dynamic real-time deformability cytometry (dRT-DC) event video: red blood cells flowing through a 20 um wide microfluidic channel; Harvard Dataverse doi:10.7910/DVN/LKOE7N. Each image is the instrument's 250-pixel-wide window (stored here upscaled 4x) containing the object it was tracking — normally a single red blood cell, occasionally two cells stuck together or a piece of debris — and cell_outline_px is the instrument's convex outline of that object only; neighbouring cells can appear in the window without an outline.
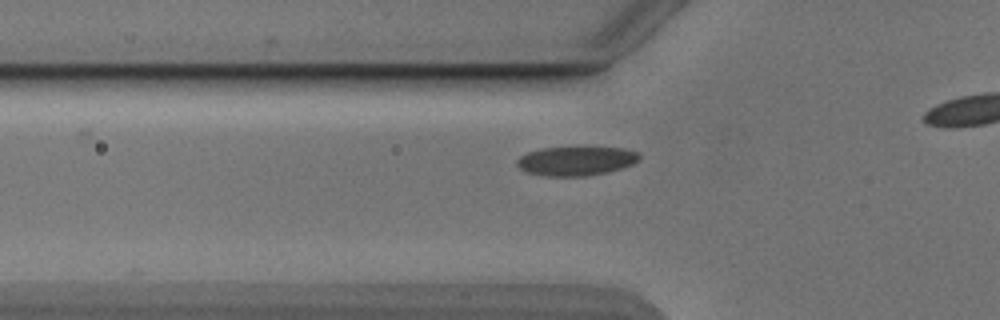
{"species": "Egyptian fruit bat (a non-hibernating species)", "species_latin": "Rousettus aegyptiacus", "temperature_condition": "cold", "stored_images_in_passage": 9, "camera_frame_rate_fps": 3000, "um_per_image_px": 0.085, "animal": {"sex": "male"}, "frame": {"image": 1, "passage_image": 4, "time_ms": 1.0, "image_size_px": [1000, 320], "cell_outline_px": [[640, 160], [632, 164], [620, 168], [604, 172], [584, 176], [548, 176], [528, 172], [520, 168], [516, 164], [516, 160], [520, 156], [528, 152], [540, 148], [584, 144], [624, 148], [640, 152]], "centroid_in_image_um": [49.0, 13.61], "position_along_channel_um": 76.8, "area_um2": 21.68}}
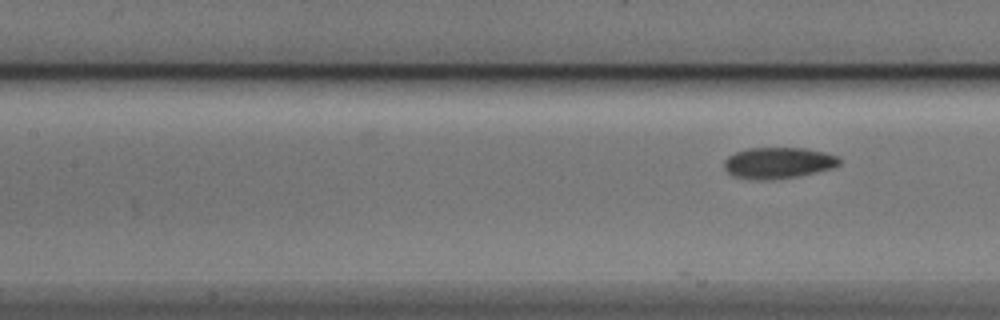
{"frame": {"image": 2, "passage_image": 9, "time_ms": 2.667, "image_size_px": [1000, 320], "cell_outline_px": [[840, 164], [832, 168], [800, 176], [760, 180], [732, 176], [724, 168], [724, 160], [728, 156], [736, 152], [748, 148], [804, 148], [824, 152], [840, 156]], "centroid_in_image_um": [66.16, 13.84], "position_along_channel_um": 141.2, "area_um2": 20.92}}